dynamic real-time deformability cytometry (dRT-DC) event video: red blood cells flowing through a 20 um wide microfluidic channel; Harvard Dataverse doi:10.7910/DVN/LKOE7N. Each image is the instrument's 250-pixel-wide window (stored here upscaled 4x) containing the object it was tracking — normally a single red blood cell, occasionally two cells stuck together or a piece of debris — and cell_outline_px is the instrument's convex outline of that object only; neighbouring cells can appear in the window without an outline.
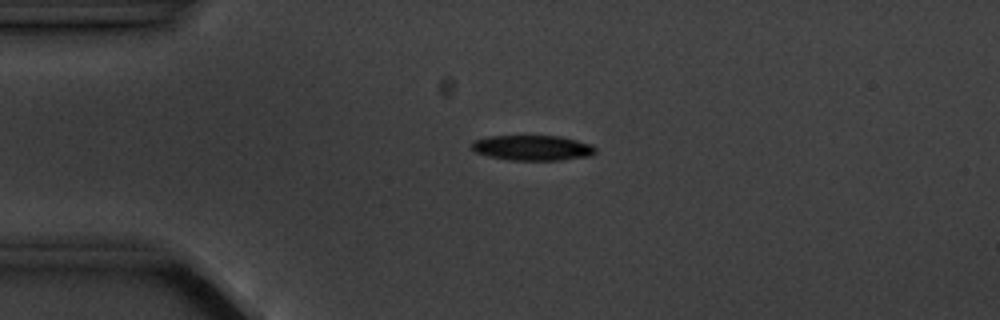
{"species": "common noctule bat (a hibernating species)", "species_latin": "Nyctalus noctula", "temperature_condition": "cold", "stored_images_in_passage": 2, "camera_frame_rate_fps": 3000, "um_per_image_px": 0.085, "animal": {"sex": "male", "body_mass_g": 20.1, "forearm_length_mm": 53.5}, "frame": {"image": 1, "passage_image": 1, "time_ms": 0.0, "image_size_px": [1000, 320], "cell_outline_px": [[596, 152], [592, 156], [560, 160], [512, 160], [488, 156], [476, 152], [472, 148], [472, 140], [488, 136], [560, 136], [592, 144], [596, 148]], "centroid_in_image_um": [45.29, 12.56], "position_along_channel_um": 39.7, "area_um2": 18.26}}